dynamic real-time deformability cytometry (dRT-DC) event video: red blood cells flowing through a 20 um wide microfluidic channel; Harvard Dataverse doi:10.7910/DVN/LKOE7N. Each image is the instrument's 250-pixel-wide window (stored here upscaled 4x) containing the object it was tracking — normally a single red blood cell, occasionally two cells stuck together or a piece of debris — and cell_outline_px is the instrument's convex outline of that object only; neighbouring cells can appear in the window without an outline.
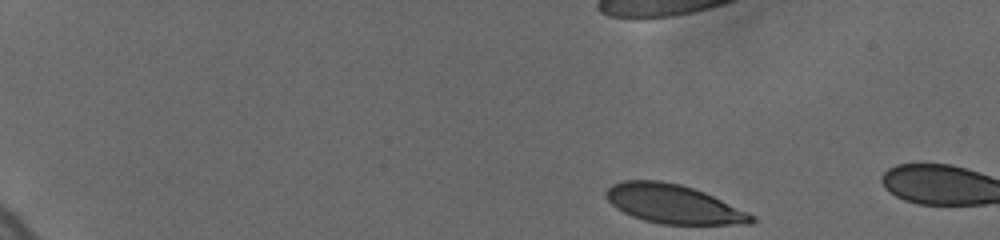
{"species": "human", "species_latin": "Homo sapiens", "temperature_condition": "cold", "stored_images_in_passage": 10, "camera_frame_rate_fps": 3000, "um_per_image_px": 0.085, "donor": {"sex": "female"}, "frame": {"image": 1, "passage_image": 1, "time_ms": 0.0, "image_size_px": [1000, 240], "cell_outline_px": [[756, 220], [752, 224], [664, 224], [644, 220], [632, 216], [616, 208], [604, 196], [604, 192], [612, 184], [624, 180], [660, 180], [680, 184], [704, 192], [748, 212], [756, 216]], "centroid_in_image_um": [57.23, 17.34], "position_along_channel_um": 27.8, "area_um2": 32.89}}